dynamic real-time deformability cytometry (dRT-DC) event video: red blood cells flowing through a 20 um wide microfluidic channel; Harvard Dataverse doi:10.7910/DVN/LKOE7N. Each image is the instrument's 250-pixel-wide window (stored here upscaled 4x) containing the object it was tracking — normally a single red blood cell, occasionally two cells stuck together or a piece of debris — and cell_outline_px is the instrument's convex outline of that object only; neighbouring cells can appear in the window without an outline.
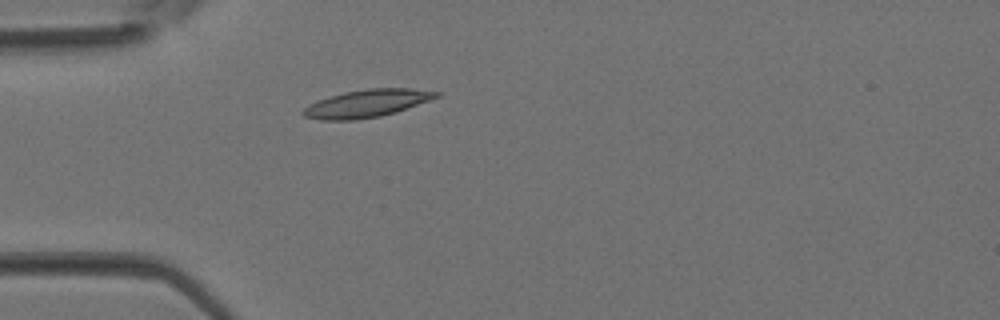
{"species": "Egyptian fruit bat (a non-hibernating species)", "species_latin": "Rousettus aegyptiacus", "temperature_condition": "room temperature", "stored_images_in_passage": 1, "camera_frame_rate_fps": 3000, "um_per_image_px": 0.085, "animal": {"sex": "female"}, "frame": {"image": 1, "passage_image": 1, "time_ms": 0.0, "image_size_px": [1000, 320], "cell_outline_px": [[440, 96], [396, 112], [380, 116], [356, 120], [324, 120], [304, 116], [300, 112], [308, 104], [344, 92], [368, 88], [408, 88], [440, 92]], "centroid_in_image_um": [31.18, 8.79], "position_along_channel_um": 53.8, "area_um2": 21.21}}